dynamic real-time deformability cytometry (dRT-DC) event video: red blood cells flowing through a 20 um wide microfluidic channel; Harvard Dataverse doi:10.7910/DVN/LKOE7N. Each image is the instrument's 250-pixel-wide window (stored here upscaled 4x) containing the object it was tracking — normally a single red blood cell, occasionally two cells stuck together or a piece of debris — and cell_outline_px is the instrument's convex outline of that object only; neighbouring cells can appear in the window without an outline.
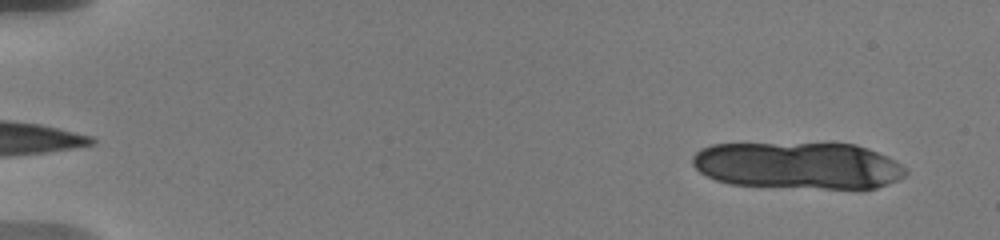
{"species": "human", "species_latin": "Homo sapiens", "temperature_condition": "warm", "stored_images_in_passage": 9, "segment_of_instrument_passage": [1, 2], "camera_frame_rate_fps": 3000, "um_per_image_px": 0.085, "donor": {"sex": "male"}, "frame": {"image": 1, "passage_image": 1, "time_ms": 0.0, "image_size_px": [1000, 240], "cell_outline_px": [[908, 172], [904, 176], [888, 184], [876, 188], [860, 192], [728, 184], [716, 180], [700, 172], [692, 164], [692, 156], [700, 148], [712, 144], [856, 144], [868, 148], [888, 156], [896, 160]], "centroid_in_image_um": [67.91, 14.12], "position_along_channel_um": 17.1, "area_um2": 59.65}}